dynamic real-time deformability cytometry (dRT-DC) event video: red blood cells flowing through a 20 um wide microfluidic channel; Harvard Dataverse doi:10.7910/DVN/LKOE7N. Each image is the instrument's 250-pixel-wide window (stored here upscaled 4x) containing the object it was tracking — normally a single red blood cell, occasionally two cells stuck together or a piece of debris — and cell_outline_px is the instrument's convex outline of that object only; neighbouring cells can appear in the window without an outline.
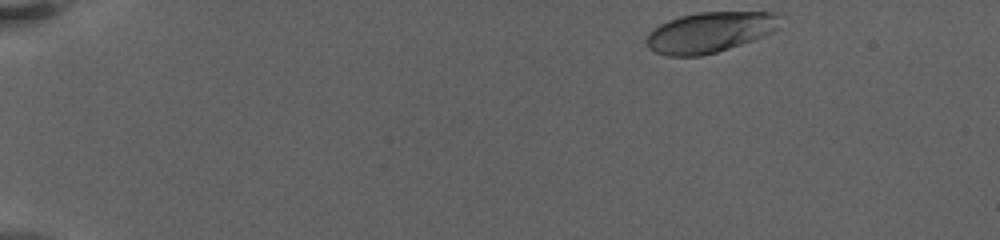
{"species": "human", "species_latin": "Homo sapiens", "temperature_condition": "warm", "stored_images_in_passage": 42, "camera_frame_rate_fps": 3000, "um_per_image_px": 0.085, "donor": {"sex": "female"}, "frame": {"image": 1, "passage_image": 1, "time_ms": 0.0, "image_size_px": [1000, 240], "cell_outline_px": [[784, 16], [776, 28], [772, 32], [752, 40], [716, 52], [700, 56], [668, 56], [656, 52], [648, 48], [644, 40], [648, 32], [652, 28], [668, 20], [680, 16], [696, 12], [776, 12]], "centroid_in_image_um": [60.3, 2.73], "position_along_channel_um": 24.7, "area_um2": 31.73}}
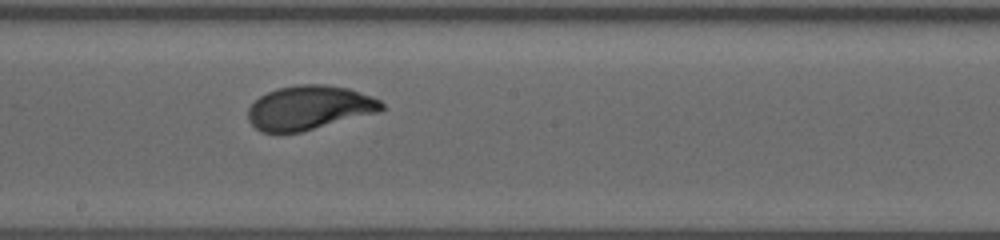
{"frame": {"image": 2, "passage_image": 24, "time_ms": 9.667, "image_size_px": [1000, 240], "cell_outline_px": [[388, 108], [380, 112], [300, 132], [260, 132], [248, 120], [248, 108], [260, 96], [276, 88], [296, 84], [324, 84], [348, 88], [372, 96], [380, 100]], "centroid_in_image_um": [26.32, 9.14], "position_along_channel_um": 221.9, "area_um2": 34.51}}
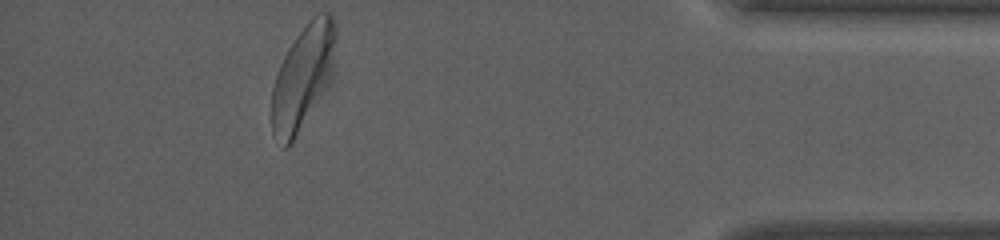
{"frame": {"image": 3, "passage_image": 42, "time_ms": 16.667, "image_size_px": [1000, 240], "cell_outline_px": [[336, 40], [320, 80], [292, 144], [288, 148], [284, 148], [272, 136], [272, 88], [280, 64], [284, 56], [296, 36], [308, 20], [316, 12], [332, 12], [336, 24]], "centroid_in_image_um": [25.59, 6.43], "position_along_channel_um": 409.6, "area_um2": 35.03}, "authors_computed_cell_mechanics": {"area_um2": 33.6396, "velocity_mm_per_s": 3.252, "shape_relaxation_time_tau1_ms": 3.149, "shape_relaxation_time_tau2_ms": 0.9738, "deformation_change_tau1": 0.158, "deformation_change_tau2": 0.0623}}